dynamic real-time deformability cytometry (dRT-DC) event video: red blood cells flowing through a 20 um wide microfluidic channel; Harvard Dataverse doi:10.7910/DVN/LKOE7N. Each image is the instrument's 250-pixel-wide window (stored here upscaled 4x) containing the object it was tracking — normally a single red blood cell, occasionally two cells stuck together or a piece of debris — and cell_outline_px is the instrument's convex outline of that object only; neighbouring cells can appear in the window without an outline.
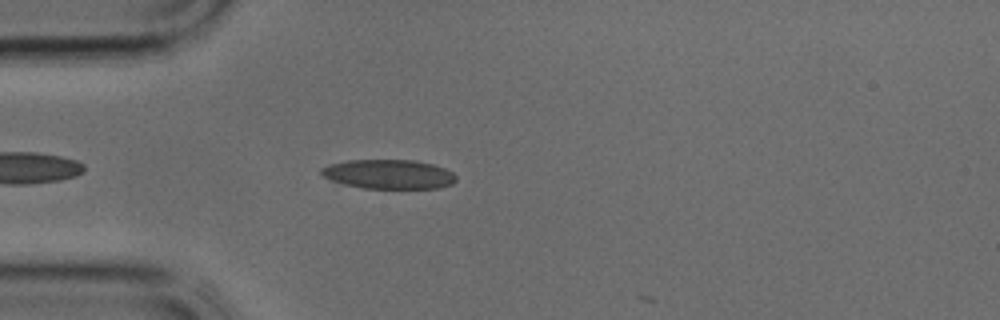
{"species": "common noctule bat (a hibernating species)", "species_latin": "Nyctalus noctula", "temperature_condition": "cold", "stored_images_in_passage": 4, "camera_frame_rate_fps": 3000, "um_per_image_px": 0.085, "animal": {"sex": "male", "body_mass_g": 17.9, "forearm_length_mm": 54.2}, "frame": {"image": 1, "passage_image": 3, "time_ms": 0.667, "image_size_px": [1000, 320], "cell_outline_px": [[456, 180], [452, 184], [440, 188], [364, 188], [344, 184], [332, 180], [324, 176], [320, 172], [320, 168], [328, 164], [348, 160], [416, 160], [432, 164], [444, 168], [452, 172], [456, 176]], "centroid_in_image_um": [33.05, 14.8], "position_along_channel_um": 52.0, "area_um2": 23.0}}